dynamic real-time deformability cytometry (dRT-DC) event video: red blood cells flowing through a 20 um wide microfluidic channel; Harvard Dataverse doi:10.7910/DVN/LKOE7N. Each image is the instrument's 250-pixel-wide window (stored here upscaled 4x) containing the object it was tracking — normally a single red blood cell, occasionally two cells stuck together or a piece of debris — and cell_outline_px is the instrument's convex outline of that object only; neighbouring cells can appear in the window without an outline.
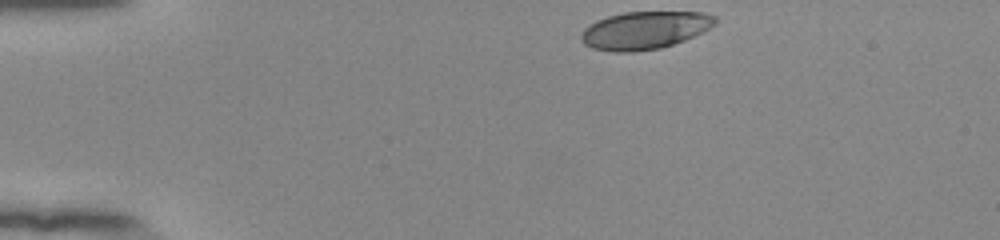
{"species": "human", "species_latin": "Homo sapiens", "temperature_condition": "room temperature", "stored_images_in_passage": 37, "camera_frame_rate_fps": 3000, "um_per_image_px": 0.085, "donor": {"sex": "female"}, "frame": {"image": 1, "passage_image": 1, "time_ms": 0.0, "image_size_px": [1000, 240], "cell_outline_px": [[716, 24], [684, 40], [660, 48], [632, 52], [616, 52], [592, 48], [584, 44], [580, 40], [580, 36], [584, 28], [596, 20], [608, 16], [624, 12], [704, 12], [716, 16]], "centroid_in_image_um": [54.76, 2.57], "position_along_channel_um": 30.2, "area_um2": 29.36}}
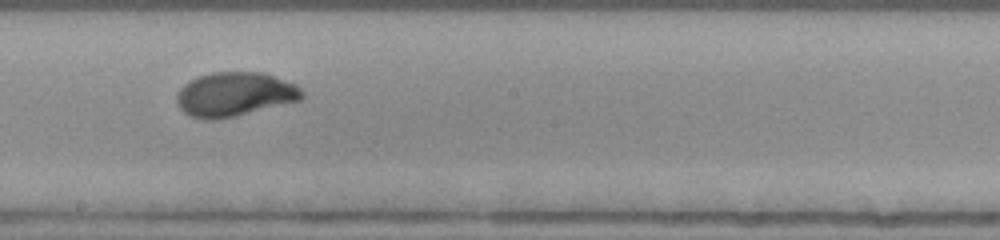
{"frame": {"image": 2, "passage_image": 22, "time_ms": 7.0, "image_size_px": [1000, 240], "cell_outline_px": [[304, 96], [300, 100], [236, 116], [216, 120], [204, 120], [188, 116], [180, 108], [176, 100], [176, 92], [188, 80], [196, 76], [212, 72], [264, 72], [296, 84], [304, 92]], "centroid_in_image_um": [19.91, 8.01], "position_along_channel_um": 228.3, "area_um2": 32.66}}
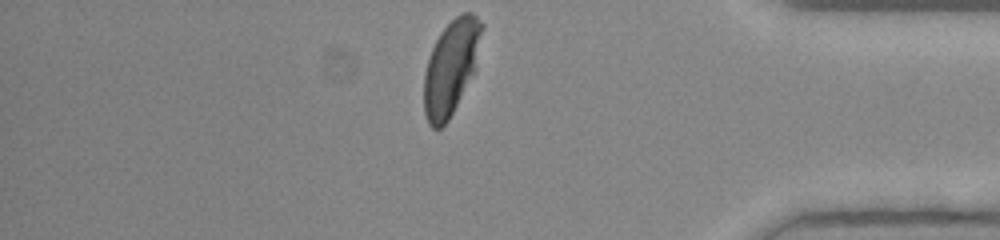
{"frame": {"image": 3, "passage_image": 37, "time_ms": 12.0, "image_size_px": [1000, 240], "cell_outline_px": [[484, 28], [476, 72], [448, 120], [440, 128], [432, 128], [428, 124], [424, 112], [424, 72], [428, 56], [440, 32], [460, 12], [472, 12], [484, 24]], "centroid_in_image_um": [38.37, 5.69], "position_along_channel_um": 396.8, "area_um2": 32.48}, "authors_computed_cell_mechanics": {"area_um2": 31.5588, "velocity_mm_per_s": 3.8634, "shape_relaxation_time_tau1_ms": 3.2639, "shape_relaxation_time_tau2_ms": null, "deformation_change_tau1": 0.1598, "deformation_change_tau2": null}}